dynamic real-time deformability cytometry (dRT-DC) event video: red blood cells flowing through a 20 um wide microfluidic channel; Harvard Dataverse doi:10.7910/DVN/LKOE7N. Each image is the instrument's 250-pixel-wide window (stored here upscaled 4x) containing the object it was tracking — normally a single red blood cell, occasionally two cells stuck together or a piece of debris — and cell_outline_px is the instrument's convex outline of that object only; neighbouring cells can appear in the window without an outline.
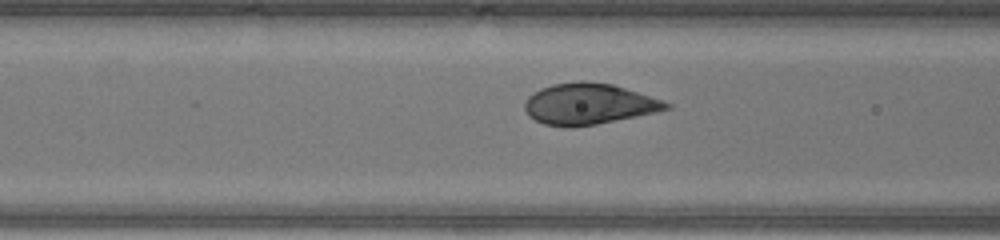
{"species": "human", "species_latin": "Homo sapiens", "temperature_condition": "warm", "stored_images_in_passage": 17, "camera_frame_rate_fps": 3000, "um_per_image_px": 0.085, "donor": {"sex": "male"}, "frame": {"image": 1, "passage_image": 15, "time_ms": 4.667, "image_size_px": [1000, 240], "cell_outline_px": [[672, 108], [656, 112], [596, 124], [572, 128], [564, 128], [544, 124], [528, 116], [524, 108], [524, 100], [532, 92], [540, 88], [552, 84], [576, 80], [584, 80], [612, 84], [664, 100], [672, 104]], "centroid_in_image_um": [50.01, 8.83], "position_along_channel_um": 116.6, "area_um2": 34.33}}